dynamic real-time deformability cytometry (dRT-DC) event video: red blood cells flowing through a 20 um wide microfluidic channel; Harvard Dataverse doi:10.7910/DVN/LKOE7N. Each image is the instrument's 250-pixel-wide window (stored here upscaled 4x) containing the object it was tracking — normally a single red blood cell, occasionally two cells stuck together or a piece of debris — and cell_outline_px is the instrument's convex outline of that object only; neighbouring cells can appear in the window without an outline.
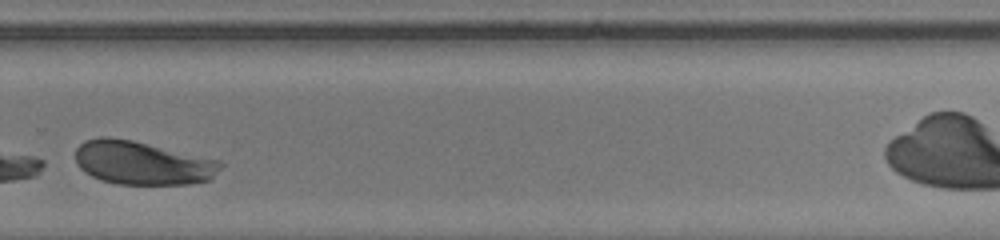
{"species": "human", "species_latin": "Homo sapiens", "temperature_condition": "room temperature", "stored_images_in_passage": 26, "camera_frame_rate_fps": 3000, "um_per_image_px": 0.085, "donor": {"sex": "male"}, "frame": {"image": 1, "passage_image": 21, "time_ms": 6.667, "image_size_px": [1000, 240], "cell_outline_px": [[224, 164], [212, 180], [188, 184], [116, 184], [100, 180], [84, 172], [76, 164], [76, 148], [84, 140], [100, 136], [108, 136], [132, 140], [220, 160]], "centroid_in_image_um": [12.1, 13.85], "position_along_channel_um": 317.7, "area_um2": 37.17}}